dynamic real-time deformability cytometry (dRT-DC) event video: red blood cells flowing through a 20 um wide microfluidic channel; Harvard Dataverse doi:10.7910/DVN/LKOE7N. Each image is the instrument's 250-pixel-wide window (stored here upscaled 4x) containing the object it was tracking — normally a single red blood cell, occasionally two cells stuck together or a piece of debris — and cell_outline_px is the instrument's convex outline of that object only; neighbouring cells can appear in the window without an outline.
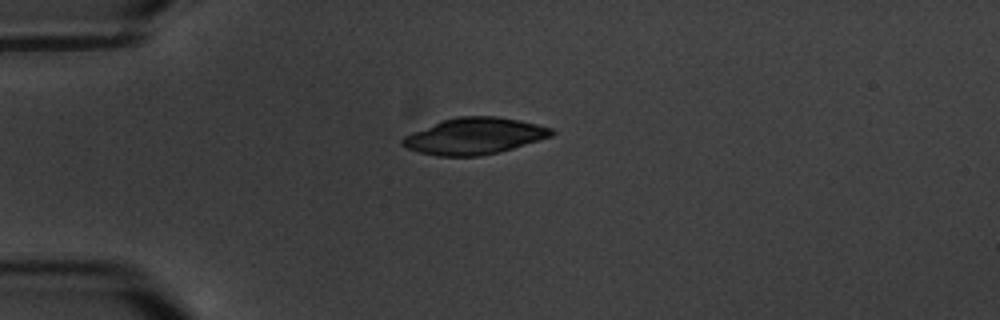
{"species": "common noctule bat (a hibernating species)", "species_latin": "Nyctalus noctula", "temperature_condition": "warm", "stored_images_in_passage": 4, "camera_frame_rate_fps": 3000, "um_per_image_px": 0.085, "animal": {"sex": "male", "body_mass_g": 20.1, "forearm_length_mm": 53.5}, "frame": {"image": 1, "passage_image": 1, "time_ms": 0.0, "image_size_px": [1000, 320], "cell_outline_px": [[556, 132], [552, 136], [512, 148], [480, 156], [436, 156], [420, 152], [408, 148], [400, 144], [400, 140], [404, 136], [412, 132], [440, 120], [460, 116], [496, 116], [520, 120], [552, 128]], "centroid_in_image_um": [40.29, 11.55], "position_along_channel_um": 44.7, "area_um2": 31.56}}